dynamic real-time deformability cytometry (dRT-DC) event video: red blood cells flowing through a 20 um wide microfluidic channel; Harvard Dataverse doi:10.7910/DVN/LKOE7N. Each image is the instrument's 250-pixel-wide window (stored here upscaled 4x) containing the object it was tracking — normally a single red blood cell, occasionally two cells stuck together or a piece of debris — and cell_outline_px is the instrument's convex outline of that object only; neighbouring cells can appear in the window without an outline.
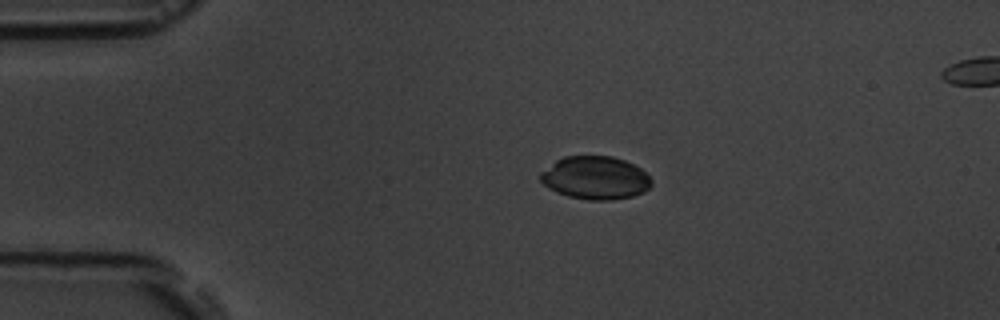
{"species": "common noctule bat (a hibernating species)", "species_latin": "Nyctalus noctula", "temperature_condition": "room temperature", "stored_images_in_passage": 9, "camera_frame_rate_fps": 3000, "um_per_image_px": 0.085, "animal": {"sex": "male", "body_mass_g": 19.5, "forearm_length_mm": 54.6}, "frame": {"image": 1, "passage_image": 2, "time_ms": 2.333, "image_size_px": [1000, 320], "cell_outline_px": [[652, 184], [644, 192], [632, 196], [612, 200], [588, 200], [568, 196], [556, 192], [548, 188], [540, 180], [540, 172], [556, 160], [564, 156], [612, 156], [624, 160], [640, 168], [652, 180]], "centroid_in_image_um": [50.58, 15.12], "position_along_channel_um": 34.4, "area_um2": 27.86}}
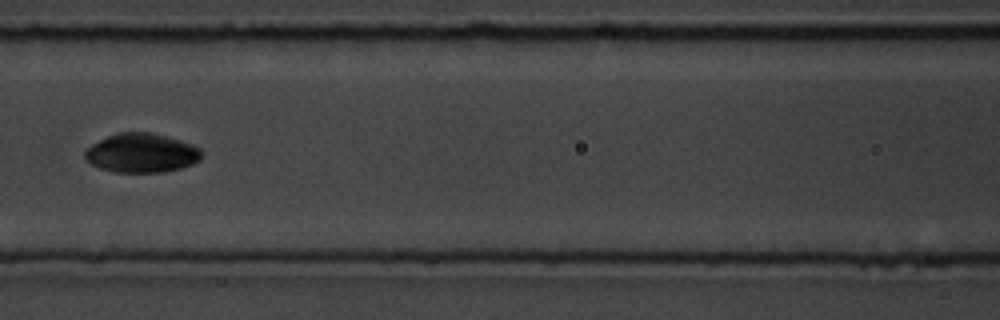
{"frame": {"image": 2, "passage_image": 6, "time_ms": 6.667, "image_size_px": [1000, 320], "cell_outline_px": [[200, 160], [192, 164], [180, 168], [164, 172], [116, 172], [100, 168], [92, 164], [84, 156], [84, 152], [92, 144], [116, 132], [152, 132], [192, 144], [200, 148]], "centroid_in_image_um": [12.03, 13.0], "position_along_channel_um": 154.6, "area_um2": 26.41}}